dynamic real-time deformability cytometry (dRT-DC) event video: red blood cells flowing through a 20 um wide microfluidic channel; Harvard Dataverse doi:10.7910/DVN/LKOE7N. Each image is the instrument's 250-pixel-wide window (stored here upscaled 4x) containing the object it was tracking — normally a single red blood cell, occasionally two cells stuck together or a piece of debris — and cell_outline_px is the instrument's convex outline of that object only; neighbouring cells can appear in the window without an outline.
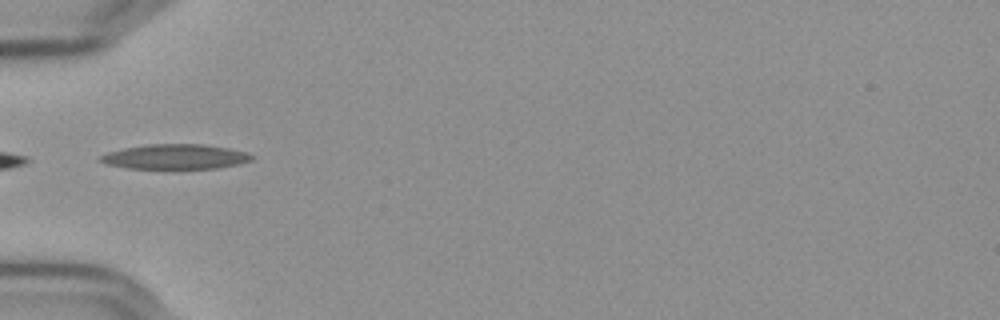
{"species": "Egyptian fruit bat (a non-hibernating species)", "species_latin": "Rousettus aegyptiacus", "temperature_condition": "cold", "stored_images_in_passage": 34, "camera_frame_rate_fps": 3000, "um_per_image_px": 0.085, "frame": {"image": 1, "passage_image": 1, "time_ms": 0.0, "image_size_px": [1000, 320], "cell_outline_px": [[256, 156], [252, 160], [240, 164], [220, 168], [164, 172], [128, 168], [104, 164], [96, 160], [100, 156], [108, 152], [124, 148], [144, 144], [204, 144], [228, 148], [248, 152]], "centroid_in_image_um": [14.89, 13.38], "position_along_channel_um": 70.1, "area_um2": 23.52}, "authors_computed_cell_mechanics": {"area_um2": 20.519, "velocity_mm_per_s": 3.6354, "shape_relaxation_time_tau1_ms": null, "shape_relaxation_time_tau2_ms": 3.6506, "deformation_change_tau1": null, "deformation_change_tau2": 0.1526}}